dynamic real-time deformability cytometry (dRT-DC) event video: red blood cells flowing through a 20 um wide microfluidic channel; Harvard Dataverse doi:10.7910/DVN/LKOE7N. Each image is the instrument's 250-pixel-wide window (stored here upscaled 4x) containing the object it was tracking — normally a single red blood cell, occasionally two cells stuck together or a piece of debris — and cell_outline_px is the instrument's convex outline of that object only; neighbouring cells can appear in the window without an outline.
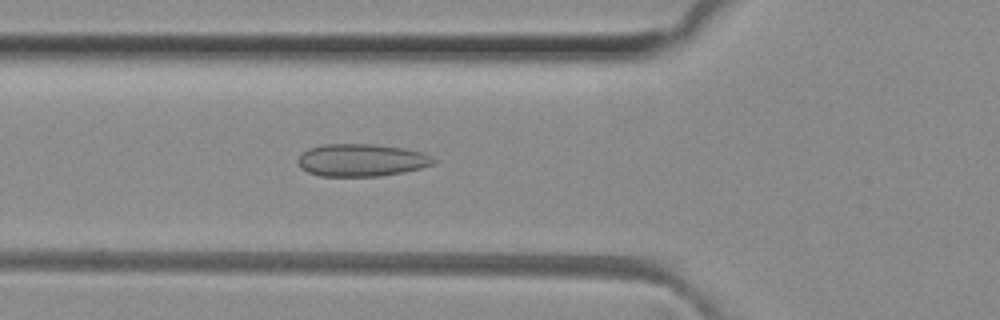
{"species": "common noctule bat (a hibernating species)", "species_latin": "Nyctalus noctula", "temperature_condition": "room temperature", "stored_images_in_passage": 48, "camera_frame_rate_fps": 3000, "um_per_image_px": 0.085, "animal": {"sex": "female", "body_mass_g": 29.2, "forearm_length_mm": 56.3}, "frame": {"image": 1, "passage_image": 16, "time_ms": 5.0, "image_size_px": [1000, 320], "cell_outline_px": [[436, 164], [404, 172], [380, 176], [320, 176], [308, 172], [300, 168], [296, 160], [308, 148], [320, 144], [372, 144], [404, 148], [420, 152], [432, 156], [436, 160]], "centroid_in_image_um": [30.72, 13.61], "position_along_channel_um": 95.1, "area_um2": 25.84}}
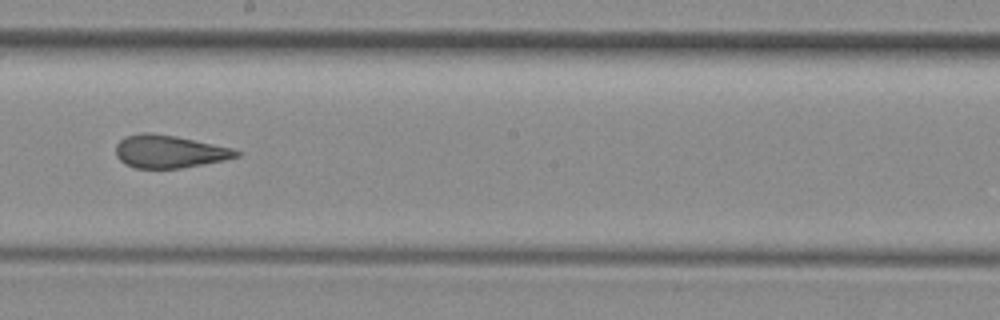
{"frame": {"image": 2, "passage_image": 26, "time_ms": 8.333, "image_size_px": [1000, 320], "cell_outline_px": [[240, 156], [224, 160], [204, 164], [180, 168], [136, 168], [124, 164], [116, 156], [116, 144], [124, 136], [140, 132], [148, 132], [176, 136], [232, 148], [240, 152]], "centroid_in_image_um": [14.35, 12.87], "position_along_channel_um": 233.8, "area_um2": 23.06}}
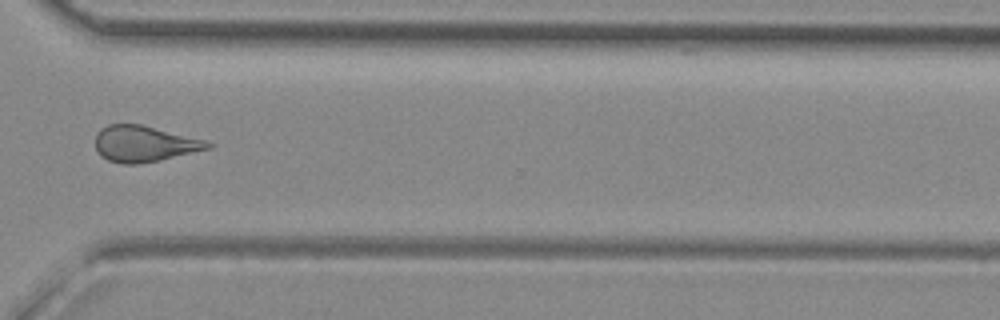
{"frame": {"image": 3, "passage_image": 35, "time_ms": 11.333, "image_size_px": [1000, 320], "cell_outline_px": [[216, 144], [212, 148], [160, 160], [136, 164], [124, 164], [108, 160], [100, 156], [96, 148], [96, 132], [100, 128], [108, 124], [140, 124], [208, 140]], "centroid_in_image_um": [12.3, 12.21], "position_along_channel_um": 358.3, "area_um2": 23.87}, "authors_computed_cell_mechanics": {"area_um2": 24.1604, "velocity_mm_per_s": 4.1547, "shape_relaxation_time_tau1_ms": null, "shape_relaxation_time_tau2_ms": 1.5557, "deformation_change_tau1": null, "deformation_change_tau2": 0.0926}}